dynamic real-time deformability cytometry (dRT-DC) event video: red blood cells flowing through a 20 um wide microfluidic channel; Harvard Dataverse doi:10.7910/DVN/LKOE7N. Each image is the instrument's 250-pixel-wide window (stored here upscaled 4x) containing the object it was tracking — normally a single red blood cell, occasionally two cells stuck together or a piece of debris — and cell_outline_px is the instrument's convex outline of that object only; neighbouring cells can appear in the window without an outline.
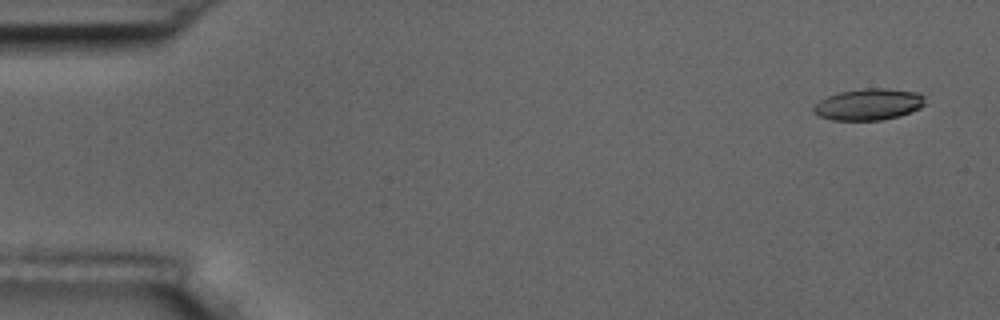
{"species": "common noctule bat (a hibernating species)", "species_latin": "Nyctalus noctula", "temperature_condition": "room temperature", "stored_images_in_passage": 4, "camera_frame_rate_fps": 3000, "um_per_image_px": 0.085, "animal": {"sex": "male", "body_mass_g": 17.5, "forearm_length_mm": 52.3}, "frame": {"image": 1, "passage_image": 1, "time_ms": 0.0, "image_size_px": [1000, 320], "cell_outline_px": [[924, 104], [920, 108], [912, 112], [900, 116], [880, 120], [832, 120], [820, 116], [812, 112], [812, 108], [820, 100], [828, 96], [840, 92], [864, 88], [884, 88], [916, 92], [924, 96]], "centroid_in_image_um": [73.83, 8.88], "position_along_channel_um": 11.2, "area_um2": 20.4}}
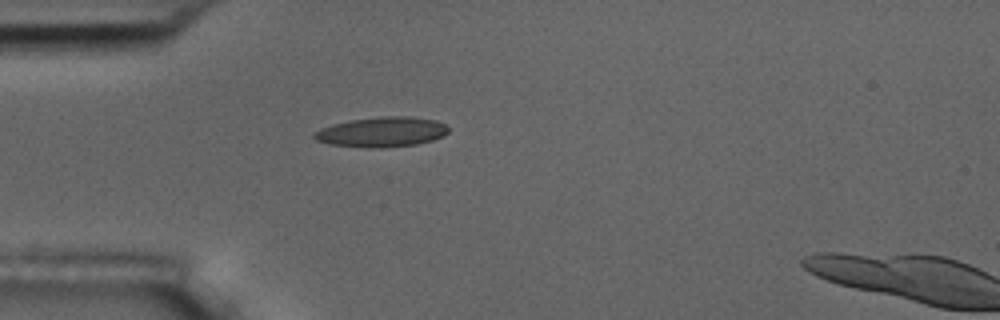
{"frame": {"image": 2, "passage_image": 4, "time_ms": 4.333, "image_size_px": [1000, 320], "cell_outline_px": [[448, 132], [444, 136], [432, 140], [416, 144], [380, 148], [364, 148], [328, 144], [316, 140], [312, 136], [312, 132], [320, 128], [332, 124], [352, 120], [380, 116], [412, 116], [436, 120], [444, 124], [448, 128]], "centroid_in_image_um": [32.42, 11.22], "position_along_channel_um": 52.6, "area_um2": 23.7}}